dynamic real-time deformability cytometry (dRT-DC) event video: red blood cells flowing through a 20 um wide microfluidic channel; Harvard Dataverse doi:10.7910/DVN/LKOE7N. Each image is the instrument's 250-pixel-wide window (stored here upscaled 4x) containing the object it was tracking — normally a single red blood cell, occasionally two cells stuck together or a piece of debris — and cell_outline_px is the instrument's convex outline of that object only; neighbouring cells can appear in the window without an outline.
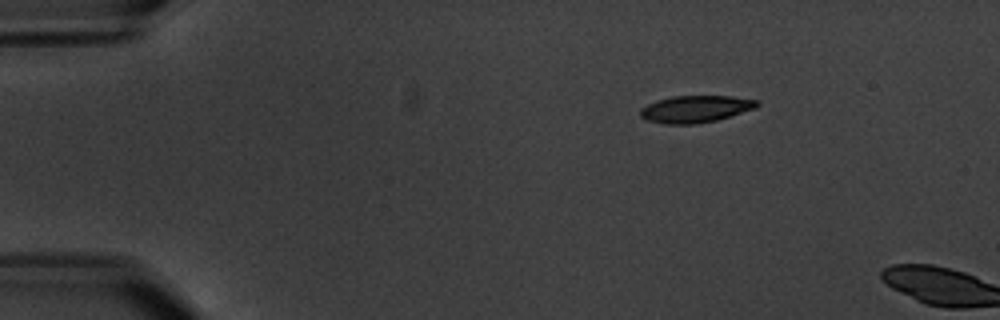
{"species": "common noctule bat (a hibernating species)", "species_latin": "Nyctalus noctula", "temperature_condition": "warm", "stored_images_in_passage": 4, "camera_frame_rate_fps": 3000, "um_per_image_px": 0.085, "animal": {"sex": "male", "body_mass_g": 20.1, "forearm_length_mm": 53.5}, "frame": {"image": 1, "passage_image": 3, "time_ms": 3.0, "image_size_px": [1000, 320], "cell_outline_px": [[760, 104], [756, 108], [716, 120], [696, 124], [664, 124], [648, 120], [640, 116], [640, 108], [656, 100], [672, 96], [732, 96], [760, 100]], "centroid_in_image_um": [59.13, 9.26], "position_along_channel_um": 25.9, "area_um2": 18.44}}